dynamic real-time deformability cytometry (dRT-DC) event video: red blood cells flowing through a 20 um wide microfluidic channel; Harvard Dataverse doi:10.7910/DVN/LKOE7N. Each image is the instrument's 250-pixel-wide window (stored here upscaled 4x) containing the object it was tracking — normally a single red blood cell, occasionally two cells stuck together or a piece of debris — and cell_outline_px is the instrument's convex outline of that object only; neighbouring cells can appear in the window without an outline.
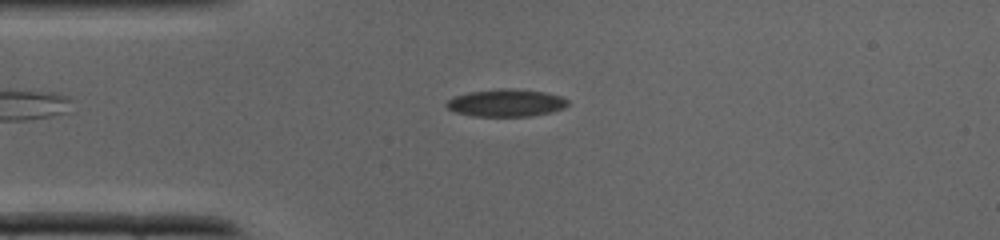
{"species": "common noctule bat (a hibernating species)", "species_latin": "Nyctalus noctula", "temperature_condition": "cold", "stored_images_in_passage": 33, "camera_frame_rate_fps": 3000, "um_per_image_px": 0.085, "animal": {"sex": "male", "body_mass_g": 19.0, "forearm_length_mm": 50.8}, "frame": {"image": 1, "passage_image": 4, "time_ms": 1.0, "image_size_px": [1000, 240], "cell_outline_px": [[568, 104], [564, 108], [548, 112], [528, 116], [472, 116], [456, 112], [448, 108], [444, 104], [448, 100], [456, 96], [468, 92], [544, 92], [560, 96], [568, 100]], "centroid_in_image_um": [42.99, 8.81], "position_along_channel_um": 42.0, "area_um2": 17.98}}
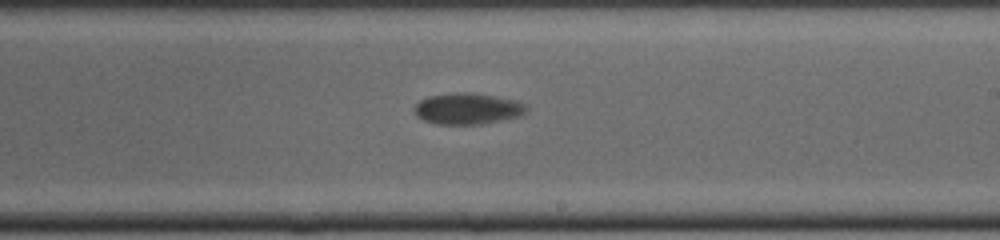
{"frame": {"image": 2, "passage_image": 17, "time_ms": 5.333, "image_size_px": [1000, 240], "cell_outline_px": [[528, 108], [524, 112], [516, 116], [500, 120], [480, 124], [436, 124], [424, 120], [416, 116], [416, 104], [420, 100], [428, 96], [464, 92], [472, 92], [512, 100], [524, 104]], "centroid_in_image_um": [39.69, 9.24], "position_along_channel_um": 249.3, "area_um2": 19.83}}
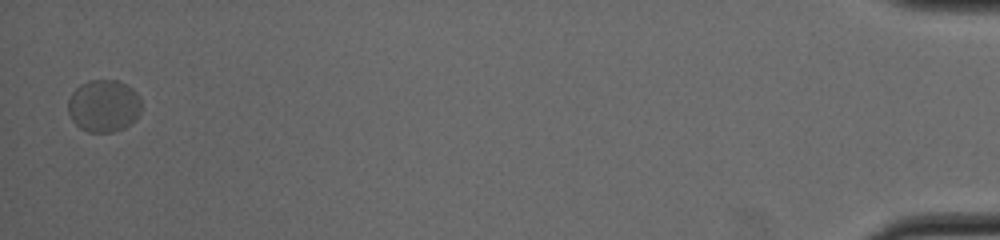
{"frame": {"image": 3, "passage_image": 33, "time_ms": 10.667, "image_size_px": [1000, 240], "cell_outline_px": [[140, 112], [136, 120], [124, 128], [112, 132], [88, 132], [80, 128], [72, 120], [68, 112], [68, 100], [72, 92], [80, 84], [88, 80], [116, 80], [132, 88], [136, 92], [140, 100]], "centroid_in_image_um": [8.8, 9.0], "position_along_channel_um": 426.4, "area_um2": 22.43}}